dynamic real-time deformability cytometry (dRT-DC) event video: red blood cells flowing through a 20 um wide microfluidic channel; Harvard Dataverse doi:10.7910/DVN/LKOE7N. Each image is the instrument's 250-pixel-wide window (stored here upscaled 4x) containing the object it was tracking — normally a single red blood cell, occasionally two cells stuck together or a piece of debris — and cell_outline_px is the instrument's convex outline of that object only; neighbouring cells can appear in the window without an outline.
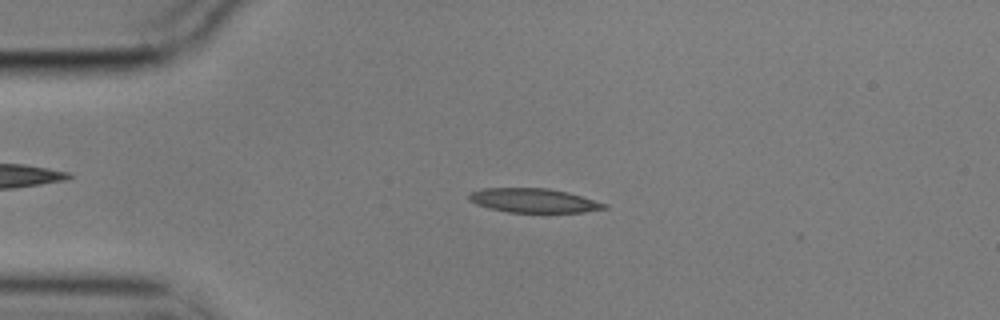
{"species": "common noctule bat (a hibernating species)", "species_latin": "Nyctalus noctula", "temperature_condition": "cold", "stored_images_in_passage": 53, "camera_frame_rate_fps": 3000, "um_per_image_px": 0.085, "animal": {"sex": "male", "body_mass_g": 17.9}, "frame": {"image": 1, "passage_image": 12, "time_ms": 3.667, "image_size_px": [1000, 320], "cell_outline_px": [[608, 208], [584, 212], [508, 212], [488, 208], [476, 204], [468, 200], [468, 196], [472, 192], [484, 188], [548, 188], [568, 192], [608, 204]], "centroid_in_image_um": [45.37, 17.04], "position_along_channel_um": 39.6, "area_um2": 19.02}}
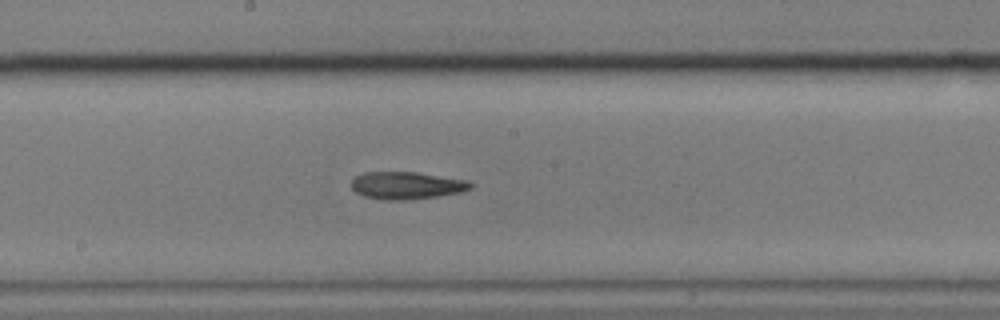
{"frame": {"image": 2, "passage_image": 29, "time_ms": 9.333, "image_size_px": [1000, 320], "cell_outline_px": [[476, 184], [472, 188], [460, 192], [436, 196], [404, 200], [380, 200], [364, 196], [356, 192], [352, 188], [352, 180], [356, 176], [364, 172], [416, 172], [468, 180]], "centroid_in_image_um": [34.58, 15.76], "position_along_channel_um": 213.6, "area_um2": 19.07}}
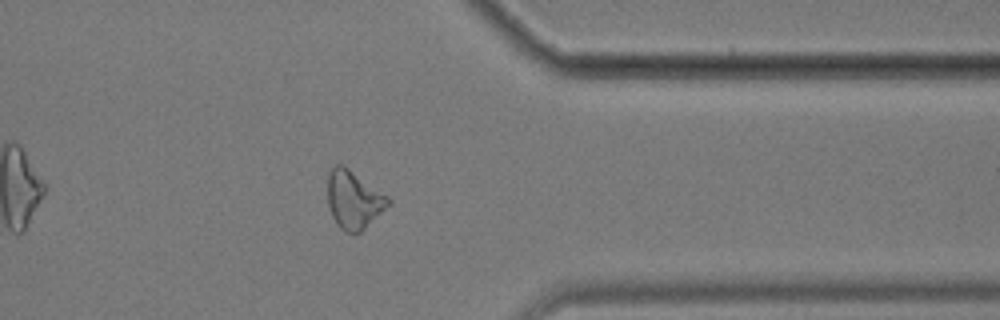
{"frame": {"image": 3, "passage_image": 44, "time_ms": 14.333, "image_size_px": [1000, 320], "cell_outline_px": [[392, 200], [360, 232], [344, 232], [336, 224], [332, 216], [328, 204], [328, 172], [336, 164], [344, 164], [388, 196]], "centroid_in_image_um": [30.03, 16.93], "position_along_channel_um": 381.4, "area_um2": 20.23}, "authors_computed_cell_mechanics": {"area_um2": 19.2474, "velocity_mm_per_s": 3.5404, "shape_relaxation_time_tau1_ms": null, "shape_relaxation_time_tau2_ms": 5.1164, "deformation_change_tau1": null, "deformation_change_tau2": 0.1537}}